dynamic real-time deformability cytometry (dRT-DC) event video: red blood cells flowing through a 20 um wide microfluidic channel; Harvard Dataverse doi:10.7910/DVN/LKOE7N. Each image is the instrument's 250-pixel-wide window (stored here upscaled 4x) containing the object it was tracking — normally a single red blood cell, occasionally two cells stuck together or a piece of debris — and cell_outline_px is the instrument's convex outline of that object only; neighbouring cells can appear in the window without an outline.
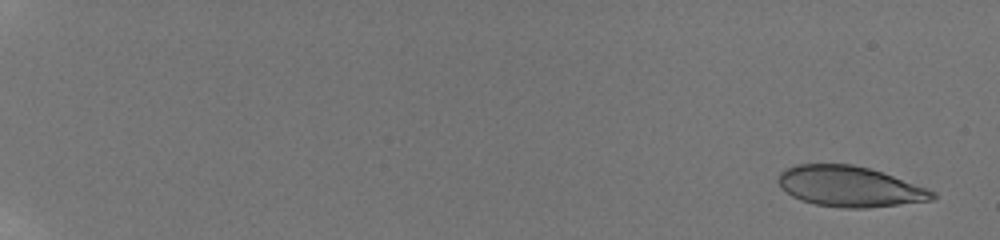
{"species": "human", "species_latin": "Homo sapiens", "temperature_condition": "room temperature", "stored_images_in_passage": 14, "camera_frame_rate_fps": 3000, "um_per_image_px": 0.085, "donor": {"sex": "male"}, "frame": {"image": 1, "passage_image": 2, "time_ms": 0.667, "image_size_px": [1000, 240], "cell_outline_px": [[936, 196], [932, 200], [868, 208], [844, 208], [816, 204], [800, 200], [792, 196], [780, 188], [776, 180], [780, 172], [784, 168], [796, 164], [852, 164], [868, 168], [928, 188], [936, 192]], "centroid_in_image_um": [72.17, 15.85], "position_along_channel_um": 12.8, "area_um2": 36.47}}
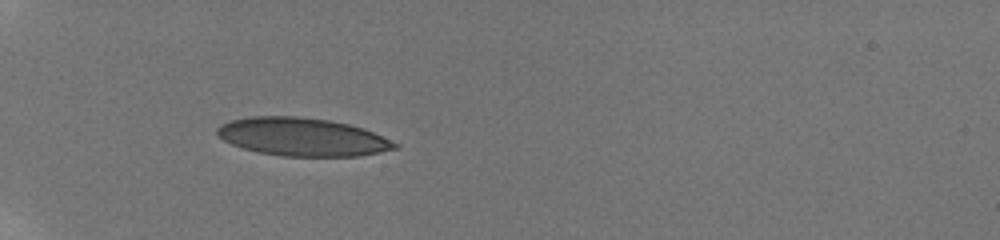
{"frame": {"image": 2, "passage_image": 11, "time_ms": 7.0, "image_size_px": [1000, 240], "cell_outline_px": [[400, 148], [360, 156], [280, 156], [260, 152], [244, 148], [232, 144], [224, 140], [216, 132], [216, 128], [220, 124], [228, 120], [252, 116], [300, 116], [328, 120], [348, 124], [364, 128], [400, 144]], "centroid_in_image_um": [25.72, 11.63], "position_along_channel_um": 59.3, "area_um2": 39.59}}
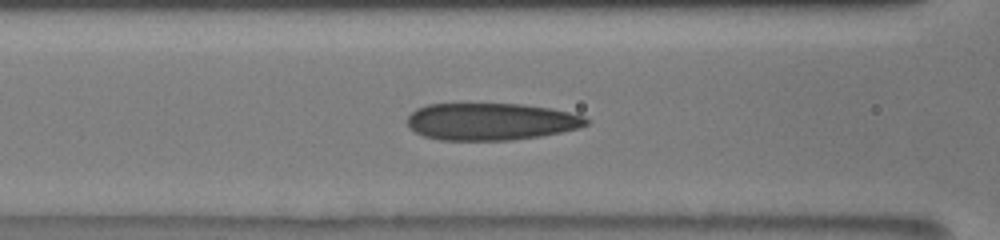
{"frame": {"image": 3, "passage_image": 14, "time_ms": 9.333, "image_size_px": [1000, 240], "cell_outline_px": [[588, 124], [576, 128], [560, 132], [540, 136], [512, 140], [440, 140], [424, 136], [416, 132], [408, 124], [408, 116], [416, 108], [428, 104], [520, 104], [552, 108], [584, 116], [588, 120]], "centroid_in_image_um": [41.72, 10.33], "position_along_channel_um": 124.9, "area_um2": 38.55}}